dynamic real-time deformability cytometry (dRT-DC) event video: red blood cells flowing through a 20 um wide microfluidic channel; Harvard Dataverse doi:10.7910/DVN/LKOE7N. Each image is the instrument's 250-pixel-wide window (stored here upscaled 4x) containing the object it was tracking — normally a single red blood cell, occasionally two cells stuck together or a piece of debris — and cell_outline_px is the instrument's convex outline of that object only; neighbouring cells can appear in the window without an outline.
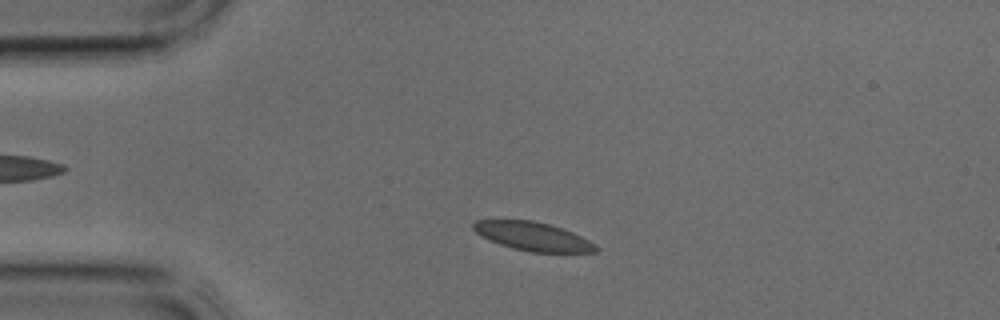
{"species": "common noctule bat (a hibernating species)", "species_latin": "Nyctalus noctula", "temperature_condition": "cold", "stored_images_in_passage": 36, "camera_frame_rate_fps": 3000, "um_per_image_px": 0.085, "animal": {"sex": "male", "body_mass_g": 17.9, "forearm_length_mm": 54.2}, "frame": {"image": 1, "passage_image": 5, "time_ms": 1.333, "image_size_px": [1000, 320], "cell_outline_px": [[600, 248], [596, 252], [532, 252], [512, 248], [500, 244], [476, 232], [472, 228], [472, 224], [476, 220], [532, 220], [548, 224], [572, 232], [596, 244]], "centroid_in_image_um": [45.32, 20.09], "position_along_channel_um": 39.7, "area_um2": 20.11}}
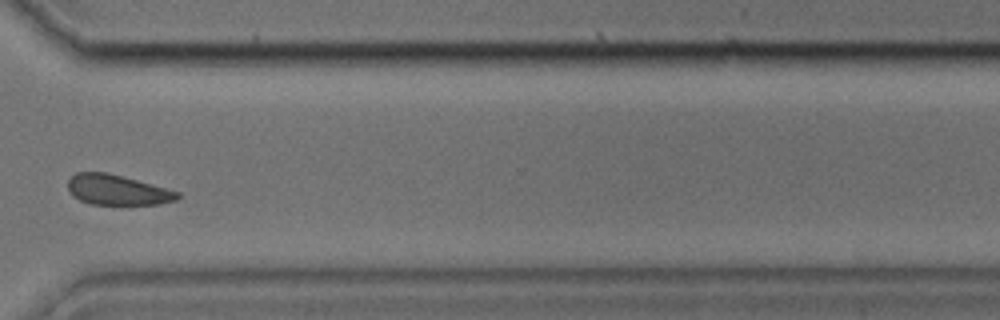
{"frame": {"image": 2, "passage_image": 26, "time_ms": 8.333, "image_size_px": [1000, 320], "cell_outline_px": [[180, 196], [176, 200], [160, 204], [92, 204], [80, 200], [72, 196], [68, 188], [68, 180], [76, 172], [108, 172], [180, 192]], "centroid_in_image_um": [9.96, 16.14], "position_along_channel_um": 360.6, "area_um2": 19.19}}
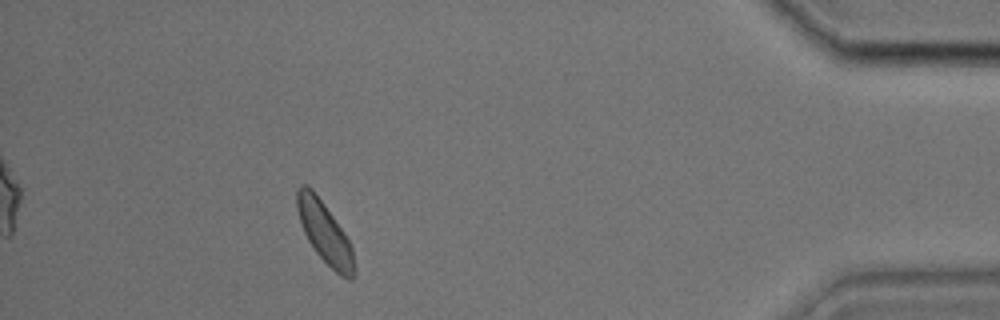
{"frame": {"image": 3, "passage_image": 32, "time_ms": 10.333, "image_size_px": [1000, 320], "cell_outline_px": [[356, 276], [352, 280], [348, 280], [340, 276], [316, 252], [308, 240], [304, 232], [296, 208], [296, 188], [300, 184], [304, 184], [312, 188], [324, 204], [344, 232], [352, 248], [356, 268]], "centroid_in_image_um": [27.61, 19.79], "position_along_channel_um": 407.6, "area_um2": 20.46}}